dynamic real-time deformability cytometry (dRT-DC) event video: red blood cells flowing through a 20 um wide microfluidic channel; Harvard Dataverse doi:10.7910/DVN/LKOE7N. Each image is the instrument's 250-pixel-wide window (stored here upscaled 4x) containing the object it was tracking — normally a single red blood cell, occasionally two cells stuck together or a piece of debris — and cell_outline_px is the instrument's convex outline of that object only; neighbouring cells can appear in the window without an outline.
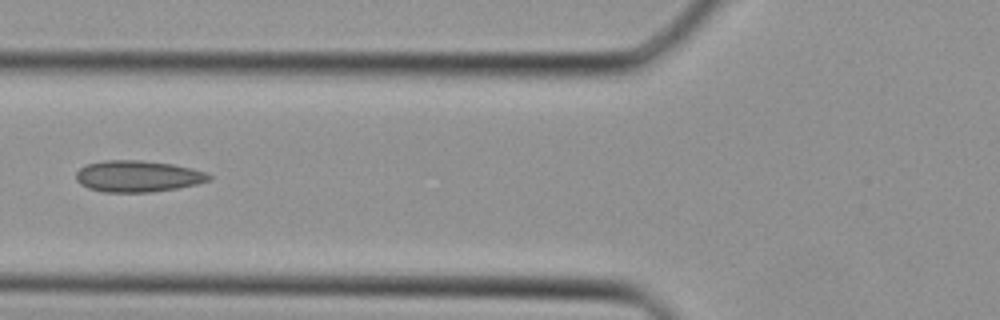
{"species": "Egyptian fruit bat (a non-hibernating species)", "species_latin": "Rousettus aegyptiacus", "temperature_condition": "cold", "stored_images_in_passage": 36, "camera_frame_rate_fps": 3000, "um_per_image_px": 0.085, "animal": {"sex": "female"}, "frame": {"image": 1, "passage_image": 11, "time_ms": 3.333, "image_size_px": [1000, 320], "cell_outline_px": [[212, 180], [196, 184], [176, 188], [152, 192], [104, 192], [88, 188], [80, 184], [76, 180], [76, 172], [84, 164], [104, 160], [144, 160], [172, 164], [192, 168], [204, 172], [212, 176]], "centroid_in_image_um": [11.69, 14.97], "position_along_channel_um": 114.1, "area_um2": 24.51}}